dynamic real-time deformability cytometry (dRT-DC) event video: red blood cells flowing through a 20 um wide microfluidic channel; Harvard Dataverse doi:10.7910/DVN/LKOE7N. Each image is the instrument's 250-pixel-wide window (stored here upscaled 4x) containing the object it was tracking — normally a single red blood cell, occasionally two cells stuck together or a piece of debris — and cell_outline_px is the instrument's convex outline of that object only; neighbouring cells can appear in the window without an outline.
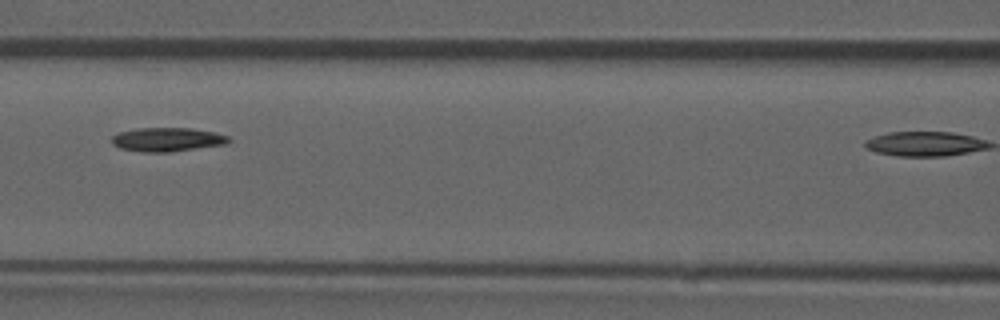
{"species": "common noctule bat (a hibernating species)", "species_latin": "Nyctalus noctula", "temperature_condition": "room temperature", "stored_images_in_passage": 4, "camera_frame_rate_fps": 3000, "um_per_image_px": 0.085, "animal": {"sex": "male", "forearm_length_mm": 52.5}, "frame": {"image": 1, "passage_image": 3, "time_ms": 0.667, "image_size_px": [1000, 320], "cell_outline_px": [[232, 140], [228, 144], [168, 152], [144, 152], [120, 148], [112, 144], [112, 136], [120, 132], [136, 128], [192, 128], [216, 132], [228, 136]], "centroid_in_image_um": [14.26, 11.85], "position_along_channel_um": 152.3, "area_um2": 16.36}}